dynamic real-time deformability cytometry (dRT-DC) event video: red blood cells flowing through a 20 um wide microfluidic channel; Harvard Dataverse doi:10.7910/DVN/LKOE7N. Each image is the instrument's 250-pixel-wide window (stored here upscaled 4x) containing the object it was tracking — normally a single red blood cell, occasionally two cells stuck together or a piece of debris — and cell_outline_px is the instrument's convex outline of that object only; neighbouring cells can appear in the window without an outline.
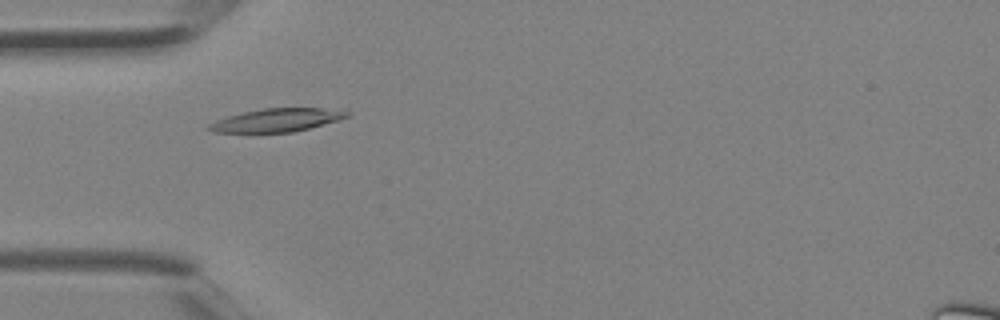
{"species": "Egyptian fruit bat (a non-hibernating species)", "species_latin": "Rousettus aegyptiacus", "temperature_condition": "room temperature", "stored_images_in_passage": 4, "camera_frame_rate_fps": 3000, "um_per_image_px": 0.085, "animal": {"sex": "female"}, "frame": {"image": 1, "passage_image": 4, "time_ms": 1.0, "image_size_px": [1000, 320], "cell_outline_px": [[352, 112], [348, 116], [336, 120], [308, 128], [292, 132], [216, 132], [204, 128], [208, 124], [216, 120], [228, 116], [244, 112], [264, 108], [320, 108]], "centroid_in_image_um": [23.46, 10.21], "position_along_channel_um": 61.5, "area_um2": 18.26}}